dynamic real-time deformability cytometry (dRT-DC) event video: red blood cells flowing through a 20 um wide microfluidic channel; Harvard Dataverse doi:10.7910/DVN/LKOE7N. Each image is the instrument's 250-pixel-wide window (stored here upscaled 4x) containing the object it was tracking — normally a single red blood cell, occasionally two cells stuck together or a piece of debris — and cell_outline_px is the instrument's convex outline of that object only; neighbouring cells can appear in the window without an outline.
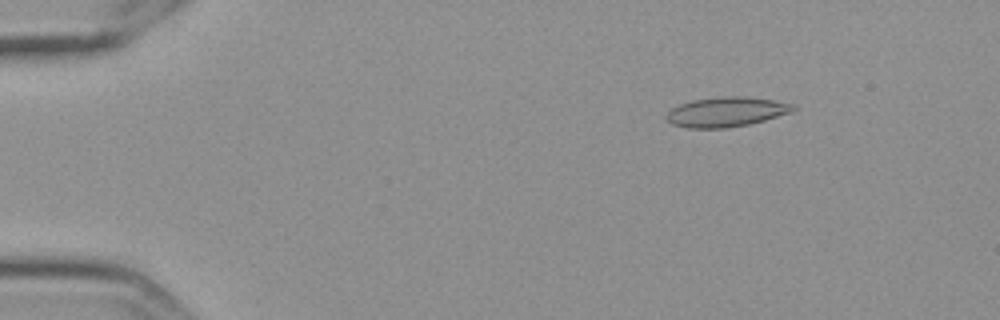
{"species": "Egyptian fruit bat (a non-hibernating species)", "species_latin": "Rousettus aegyptiacus", "temperature_condition": "cold", "stored_images_in_passage": 57, "camera_frame_rate_fps": 3000, "um_per_image_px": 0.085, "frame": {"image": 1, "passage_image": 8, "time_ms": 2.333, "image_size_px": [1000, 320], "cell_outline_px": [[796, 108], [792, 112], [764, 120], [748, 124], [724, 128], [688, 128], [672, 124], [664, 116], [672, 108], [680, 104], [692, 100], [724, 96], [744, 96], [772, 100], [792, 104]], "centroid_in_image_um": [61.71, 9.51], "position_along_channel_um": 23.3, "area_um2": 21.79}}
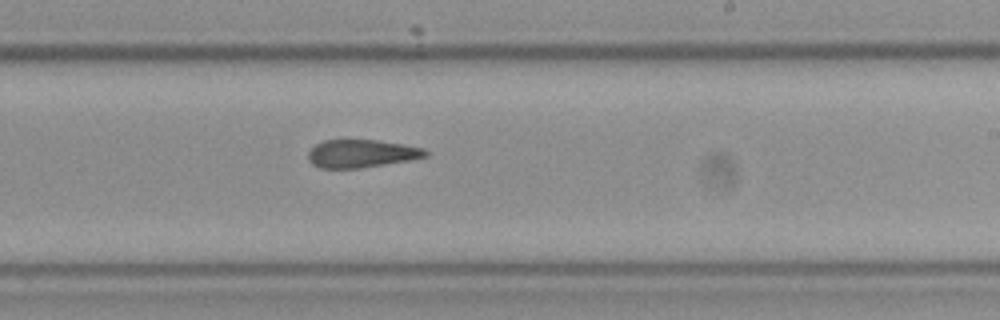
{"frame": {"image": 2, "passage_image": 35, "time_ms": 11.333, "image_size_px": [1000, 320], "cell_outline_px": [[428, 156], [408, 160], [360, 168], [320, 168], [312, 164], [308, 160], [308, 152], [316, 144], [324, 140], [380, 140], [404, 144], [424, 148], [428, 152]], "centroid_in_image_um": [30.72, 13.05], "position_along_channel_um": 258.3, "area_um2": 19.07}}
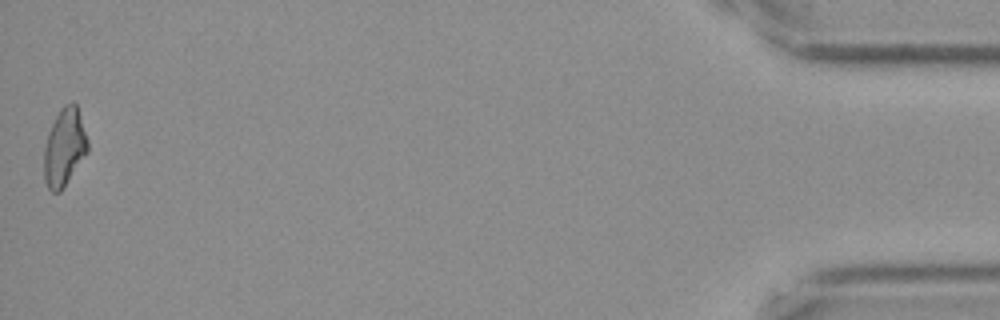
{"frame": {"image": 3, "passage_image": 57, "time_ms": 18.667, "image_size_px": [1000, 320], "cell_outline_px": [[88, 152], [64, 188], [60, 192], [52, 192], [48, 188], [44, 180], [44, 148], [48, 132], [60, 108], [64, 104], [72, 100], [76, 104], [88, 140]], "centroid_in_image_um": [5.47, 12.53], "position_along_channel_um": 429.7, "area_um2": 19.94}, "authors_computed_cell_mechanics": {"area_um2": 20.5768, "velocity_mm_per_s": 3.5515, "shape_relaxation_time_tau1_ms": null, "shape_relaxation_time_tau2_ms": 5.934, "deformation_change_tau1": null, "deformation_change_tau2": 0.1339}}